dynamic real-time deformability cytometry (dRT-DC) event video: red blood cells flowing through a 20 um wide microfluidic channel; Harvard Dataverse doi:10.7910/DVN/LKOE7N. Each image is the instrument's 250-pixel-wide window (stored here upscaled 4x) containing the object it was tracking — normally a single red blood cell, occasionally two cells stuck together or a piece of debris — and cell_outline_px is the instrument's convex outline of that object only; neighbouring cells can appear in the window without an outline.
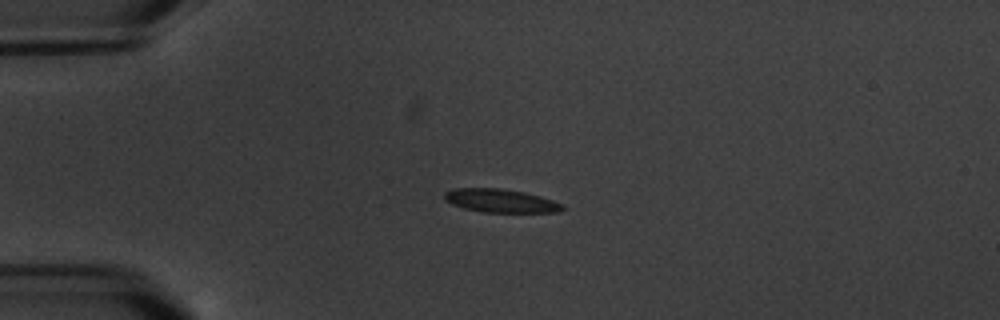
{"species": "common noctule bat (a hibernating species)", "species_latin": "Nyctalus noctula", "temperature_condition": "warm", "stored_images_in_passage": 5, "camera_frame_rate_fps": 3000, "um_per_image_px": 0.085, "animal": {"sex": "male", "body_mass_g": 20.1, "forearm_length_mm": 53.5}, "frame": {"image": 1, "passage_image": 4, "time_ms": 3.667, "image_size_px": [1000, 320], "cell_outline_px": [[564, 208], [560, 212], [484, 212], [464, 208], [452, 204], [444, 200], [444, 192], [452, 188], [500, 188], [524, 192], [540, 196], [564, 204]], "centroid_in_image_um": [42.54, 17.06], "position_along_channel_um": 42.5, "area_um2": 16.13}}